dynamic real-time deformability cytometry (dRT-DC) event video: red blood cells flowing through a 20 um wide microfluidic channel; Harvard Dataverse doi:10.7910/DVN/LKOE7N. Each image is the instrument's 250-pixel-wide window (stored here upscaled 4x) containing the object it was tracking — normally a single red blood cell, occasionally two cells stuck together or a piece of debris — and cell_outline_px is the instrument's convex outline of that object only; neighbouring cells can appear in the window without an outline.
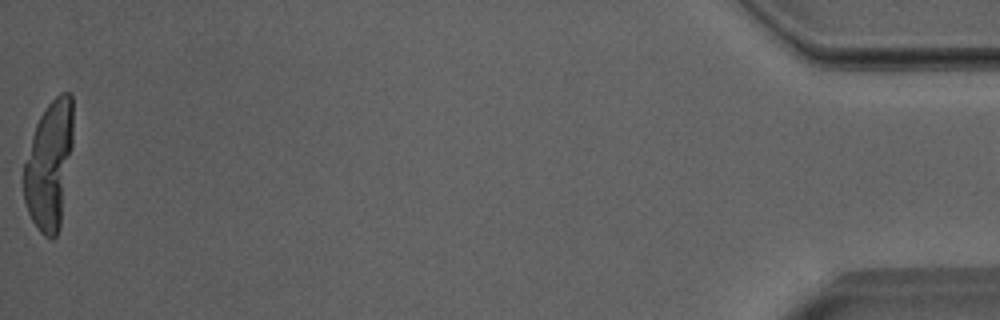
{"species": "Egyptian fruit bat (a non-hibernating species)", "species_latin": "Rousettus aegyptiacus", "temperature_condition": "room temperature", "stored_images_in_passage": 52, "camera_frame_rate_fps": 3000, "um_per_image_px": 0.085, "animal": {"sex": "male"}, "frame": {"image": 1, "passage_image": 52, "time_ms": 17.0, "image_size_px": [1000, 320], "cell_outline_px": [[72, 148], [60, 228], [56, 236], [52, 240], [44, 236], [40, 232], [32, 220], [28, 212], [24, 200], [24, 164], [32, 136], [36, 124], [40, 116], [48, 104], [60, 92], [68, 92], [72, 96]], "centroid_in_image_um": [4.19, 14.06], "position_along_channel_um": 431.0, "area_um2": 36.88}}